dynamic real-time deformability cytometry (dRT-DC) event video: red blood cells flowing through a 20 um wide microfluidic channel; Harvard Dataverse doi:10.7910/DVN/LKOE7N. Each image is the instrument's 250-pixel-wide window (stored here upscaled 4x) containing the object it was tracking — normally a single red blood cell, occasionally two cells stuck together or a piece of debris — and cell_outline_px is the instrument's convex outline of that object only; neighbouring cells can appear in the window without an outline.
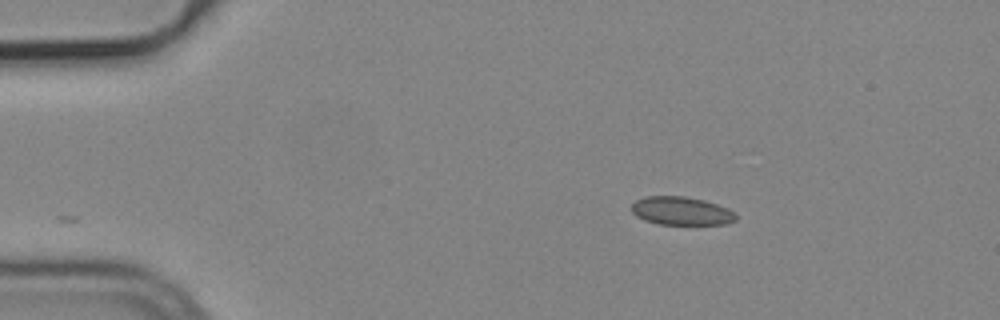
{"species": "common noctule bat (a hibernating species)", "species_latin": "Nyctalus noctula", "temperature_condition": "cold", "stored_images_in_passage": 46, "camera_frame_rate_fps": 3000, "um_per_image_px": 0.085, "animal": {"sex": "male", "body_mass_g": 19.2, "forearm_length_mm": 51.8}, "frame": {"image": 1, "passage_image": 1, "time_ms": 0.0, "image_size_px": [1000, 320], "cell_outline_px": [[736, 220], [724, 224], [660, 224], [644, 220], [636, 216], [632, 212], [632, 204], [636, 200], [644, 196], [684, 196], [704, 200], [728, 208], [736, 216]], "centroid_in_image_um": [57.88, 17.92], "position_along_channel_um": 27.1, "area_um2": 17.11}}
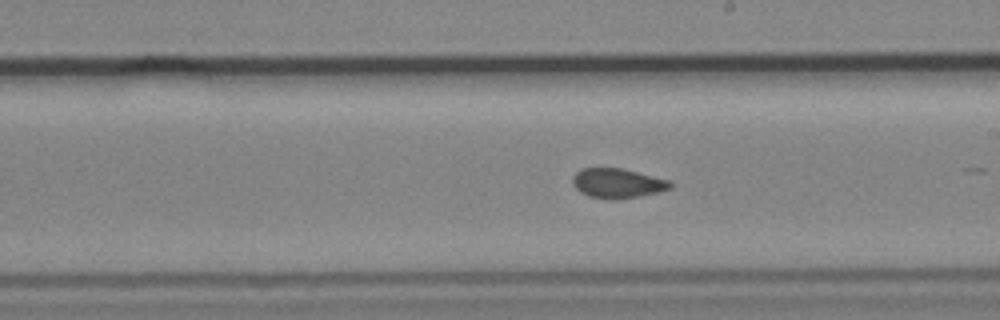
{"frame": {"image": 2, "passage_image": 23, "time_ms": 7.333, "image_size_px": [1000, 320], "cell_outline_px": [[672, 188], [640, 196], [616, 200], [588, 196], [580, 192], [572, 184], [572, 176], [580, 168], [620, 168], [672, 180]], "centroid_in_image_um": [52.48, 15.57], "position_along_channel_um": 236.5, "area_um2": 16.99}}
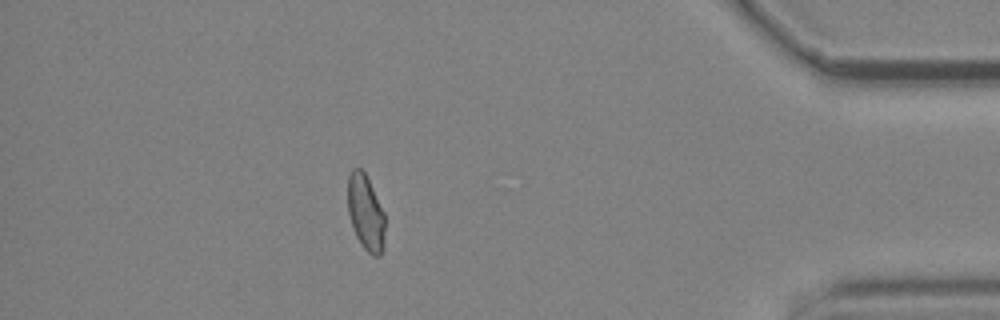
{"frame": {"image": 3, "passage_image": 40, "time_ms": 13.0, "image_size_px": [1000, 320], "cell_outline_px": [[384, 248], [380, 256], [372, 256], [360, 244], [356, 236], [348, 212], [348, 176], [352, 168], [360, 168], [364, 172], [384, 212]], "centroid_in_image_um": [31.08, 18.1], "position_along_channel_um": 404.1, "area_um2": 16.3}, "authors_computed_cell_mechanics": {"area_um2": 17.1377, "velocity_mm_per_s": 3.7632, "shape_relaxation_time_tau1_ms": null, "shape_relaxation_time_tau2_ms": 1.5953, "deformation_change_tau1": null, "deformation_change_tau2": 0.0521}}